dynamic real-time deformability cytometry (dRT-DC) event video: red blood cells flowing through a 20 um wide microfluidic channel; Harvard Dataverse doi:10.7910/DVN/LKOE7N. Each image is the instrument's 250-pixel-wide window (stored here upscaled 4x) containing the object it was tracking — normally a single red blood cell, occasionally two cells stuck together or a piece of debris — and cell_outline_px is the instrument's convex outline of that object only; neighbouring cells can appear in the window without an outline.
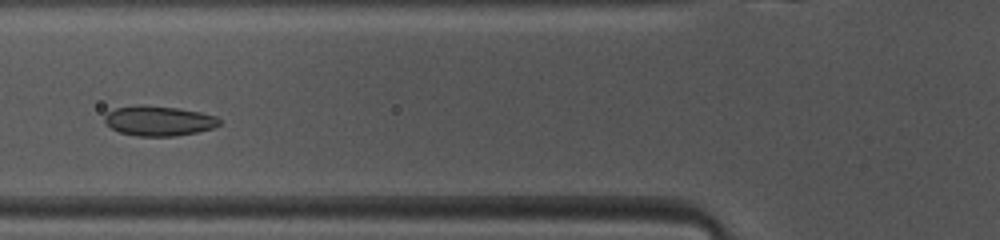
{"species": "common noctule bat (a hibernating species)", "species_latin": "Nyctalus noctula", "temperature_condition": "warm", "stored_images_in_passage": 38, "camera_frame_rate_fps": 3000, "um_per_image_px": 0.085, "animal": {"sex": "female", "body_mass_g": 10.0, "forearm_length_mm": 53.1}, "frame": {"image": 1, "passage_image": 7, "time_ms": 2.0, "image_size_px": [1000, 240], "cell_outline_px": [[220, 124], [212, 128], [196, 132], [176, 136], [136, 136], [120, 132], [112, 128], [104, 120], [104, 116], [108, 112], [116, 108], [136, 104], [180, 108], [200, 112], [216, 116], [220, 120]], "centroid_in_image_um": [13.49, 10.26], "position_along_channel_um": 112.3, "area_um2": 20.0}}
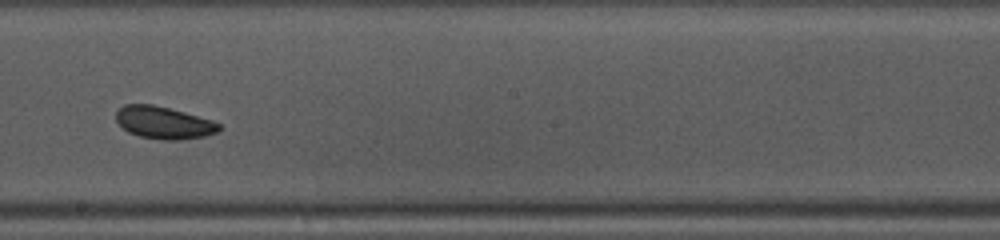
{"frame": {"image": 2, "passage_image": 16, "time_ms": 5.0, "image_size_px": [1000, 240], "cell_outline_px": [[224, 128], [216, 132], [204, 136], [180, 140], [160, 140], [140, 136], [128, 132], [116, 120], [116, 112], [124, 104], [152, 104], [184, 112], [212, 120], [220, 124]], "centroid_in_image_um": [13.93, 10.43], "position_along_channel_um": 234.3, "area_um2": 19.36}}
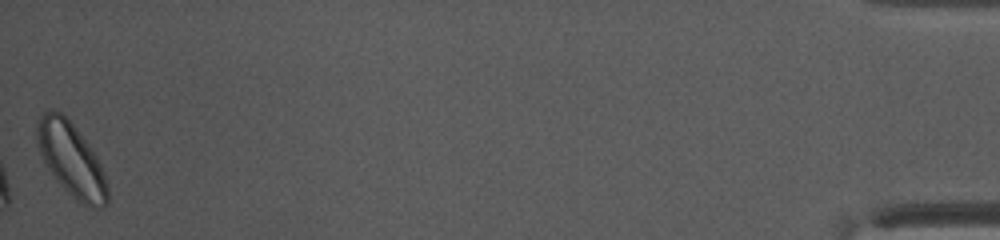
{"frame": {"image": 3, "passage_image": 38, "time_ms": 12.333, "image_size_px": [1000, 240], "cell_outline_px": [[108, 204], [104, 208], [92, 208], [76, 200], [56, 180], [48, 168], [40, 152], [36, 140], [36, 124], [40, 116], [44, 112], [52, 108], [60, 112], [72, 124], [88, 144], [96, 156], [104, 172], [108, 188]], "centroid_in_image_um": [6.07, 13.58], "position_along_channel_um": 429.1, "area_um2": 30.0}, "authors_computed_cell_mechanics": {"area_um2": 19.9988, "velocity_mm_per_s": 4.0646, "shape_relaxation_time_tau1_ms": 1.2283, "shape_relaxation_time_tau2_ms": 2.1941, "deformation_change_tau1": 0.0538, "deformation_change_tau2": 0.0528}}